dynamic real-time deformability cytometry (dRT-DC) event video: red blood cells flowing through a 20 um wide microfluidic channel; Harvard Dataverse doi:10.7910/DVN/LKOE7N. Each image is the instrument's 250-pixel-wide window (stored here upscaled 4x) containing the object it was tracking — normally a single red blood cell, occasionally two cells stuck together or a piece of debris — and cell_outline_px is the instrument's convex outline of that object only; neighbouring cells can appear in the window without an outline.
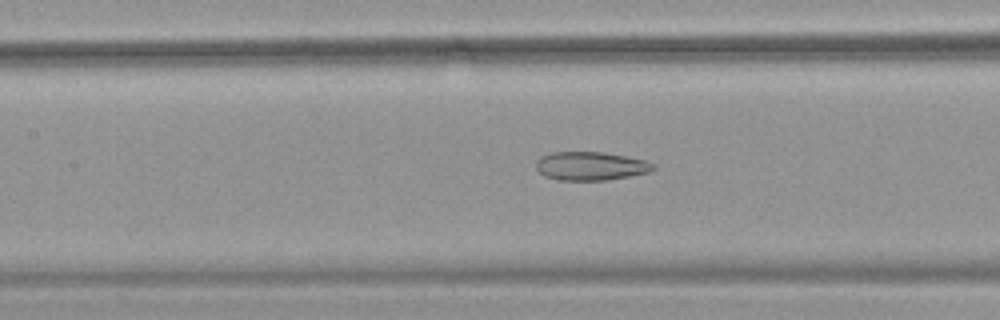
{"species": "common noctule bat (a hibernating species)", "species_latin": "Nyctalus noctula", "temperature_condition": "warm", "stored_images_in_passage": 41, "camera_frame_rate_fps": 3000, "um_per_image_px": 0.085, "animal": {"sex": "female", "body_mass_g": 18.4}, "frame": {"image": 1, "passage_image": 18, "time_ms": 5.667, "image_size_px": [1000, 320], "cell_outline_px": [[656, 168], [648, 172], [608, 180], [560, 180], [544, 176], [536, 168], [536, 160], [540, 156], [552, 152], [604, 152], [648, 160], [656, 164]], "centroid_in_image_um": [50.22, 14.1], "position_along_channel_um": 157.2, "area_um2": 19.65}}
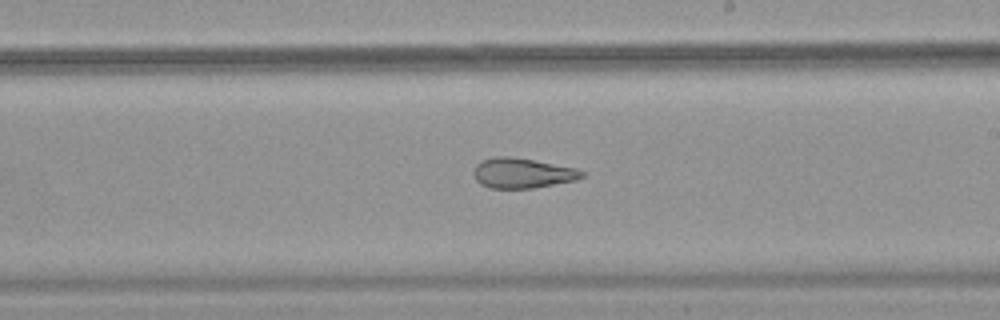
{"frame": {"image": 2, "passage_image": 25, "time_ms": 8.0, "image_size_px": [1000, 320], "cell_outline_px": [[584, 176], [576, 180], [532, 188], [488, 188], [480, 184], [476, 180], [472, 172], [476, 164], [480, 160], [496, 156], [512, 156], [576, 168], [584, 172]], "centroid_in_image_um": [44.35, 14.7], "position_along_channel_um": 244.6, "area_um2": 19.07}}
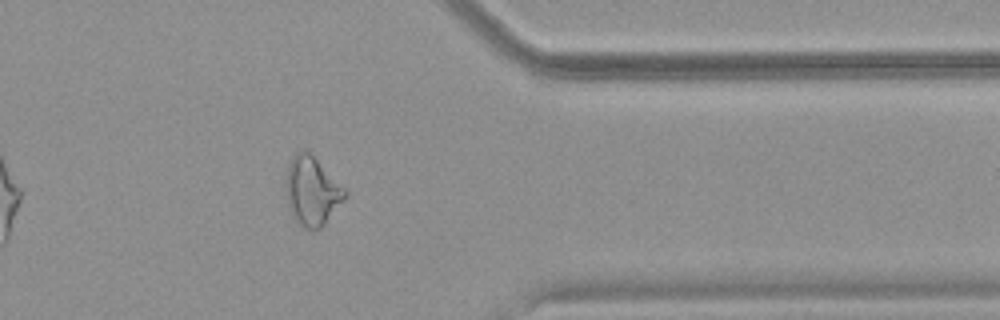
{"frame": {"image": 3, "passage_image": 37, "time_ms": 12.0, "image_size_px": [1000, 320], "cell_outline_px": [[348, 196], [324, 224], [320, 228], [304, 228], [292, 216], [288, 204], [284, 188], [284, 180], [288, 164], [292, 156], [296, 152], [308, 152], [348, 192]], "centroid_in_image_um": [26.48, 16.25], "position_along_channel_um": 384.9, "area_um2": 23.35}, "authors_computed_cell_mechanics": {"area_um2": 21.8484, "velocity_mm_per_s": 3.7691, "shape_relaxation_time_tau1_ms": null, "shape_relaxation_time_tau2_ms": 3.1816, "deformation_change_tau1": null, "deformation_change_tau2": 0.1303}}